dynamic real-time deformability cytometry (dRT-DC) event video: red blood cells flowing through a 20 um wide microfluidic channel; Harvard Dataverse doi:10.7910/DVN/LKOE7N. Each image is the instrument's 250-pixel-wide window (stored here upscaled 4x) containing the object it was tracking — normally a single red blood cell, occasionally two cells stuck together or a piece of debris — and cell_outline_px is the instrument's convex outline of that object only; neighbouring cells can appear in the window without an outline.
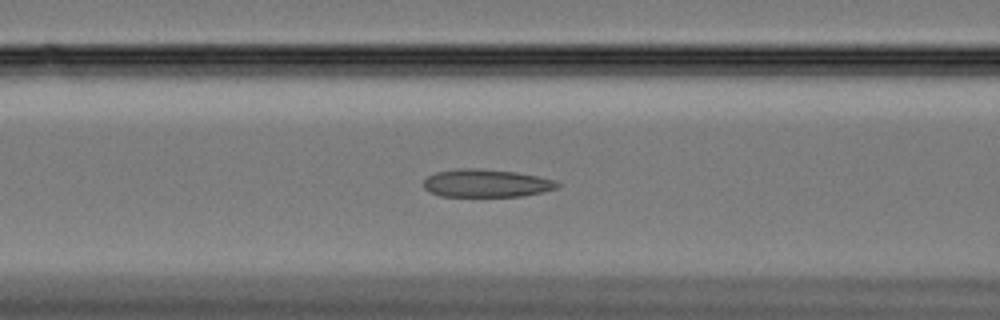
{"species": "Egyptian fruit bat (a non-hibernating species)", "species_latin": "Rousettus aegyptiacus", "temperature_condition": "cold", "stored_images_in_passage": 59, "camera_frame_rate_fps": 3000, "um_per_image_px": 0.085, "animal": {"sex": "female"}, "frame": {"image": 1, "passage_image": 24, "time_ms": 7.667, "image_size_px": [1000, 320], "cell_outline_px": [[560, 184], [556, 188], [544, 192], [524, 196], [440, 196], [424, 188], [424, 180], [428, 176], [436, 172], [460, 168], [476, 168], [516, 172], [536, 176], [552, 180]], "centroid_in_image_um": [41.32, 15.57], "position_along_channel_um": 125.3, "area_um2": 21.56}}
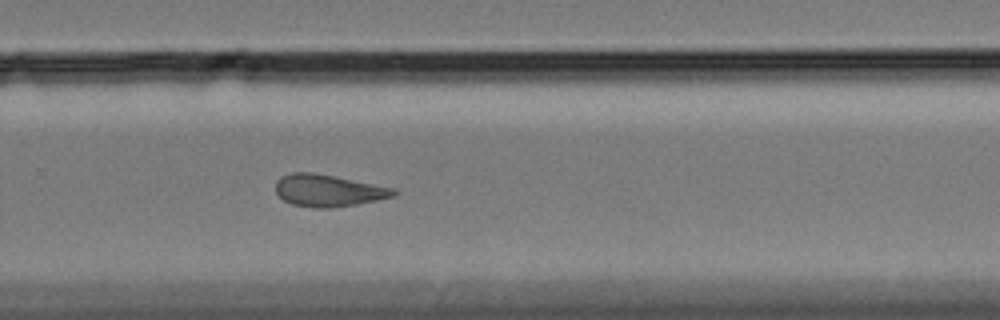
{"frame": {"image": 2, "passage_image": 40, "time_ms": 13.0, "image_size_px": [1000, 320], "cell_outline_px": [[396, 196], [356, 204], [332, 208], [312, 208], [292, 204], [284, 200], [276, 192], [276, 180], [280, 176], [292, 172], [312, 172], [396, 188]], "centroid_in_image_um": [27.89, 16.19], "position_along_channel_um": 301.9, "area_um2": 22.02}}
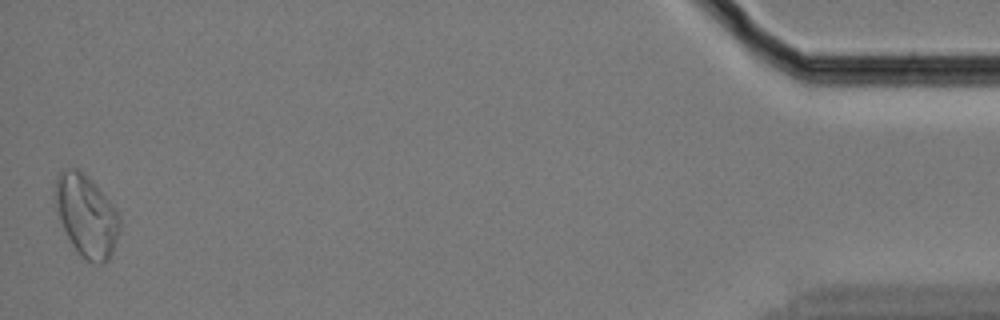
{"frame": {"image": 3, "passage_image": 59, "time_ms": 19.333, "image_size_px": [1000, 320], "cell_outline_px": [[120, 228], [112, 252], [108, 260], [104, 264], [96, 264], [84, 260], [80, 256], [72, 244], [60, 220], [56, 200], [56, 176], [64, 168], [76, 168], [88, 176], [112, 204], [120, 216]], "centroid_in_image_um": [7.37, 18.35], "position_along_channel_um": 427.8, "area_um2": 30.4}, "authors_computed_cell_mechanics": {"area_um2": 23.8136, "velocity_mm_per_s": 3.3158, "shape_relaxation_time_tau1_ms": null, "shape_relaxation_time_tau2_ms": 4.0084, "deformation_change_tau1": null, "deformation_change_tau2": 0.1267}}